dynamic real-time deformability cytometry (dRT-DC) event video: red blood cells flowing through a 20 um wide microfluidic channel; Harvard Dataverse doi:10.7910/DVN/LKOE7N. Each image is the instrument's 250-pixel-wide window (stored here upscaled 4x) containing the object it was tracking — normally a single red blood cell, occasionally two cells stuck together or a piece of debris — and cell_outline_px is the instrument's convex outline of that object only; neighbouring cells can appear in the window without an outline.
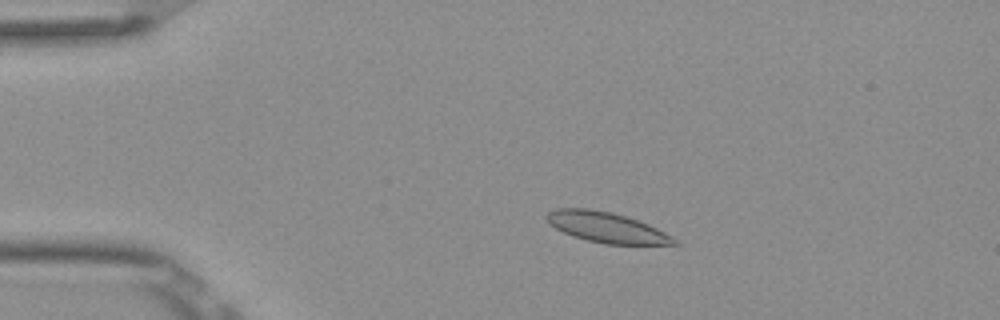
{"species": "Egyptian fruit bat (a non-hibernating species)", "species_latin": "Rousettus aegyptiacus", "temperature_condition": "room temperature", "stored_images_in_passage": 6, "camera_frame_rate_fps": 3000, "um_per_image_px": 0.085, "frame": {"image": 1, "passage_image": 3, "time_ms": 0.667, "image_size_px": [1000, 320], "cell_outline_px": [[680, 244], [604, 244], [572, 236], [548, 224], [544, 216], [548, 212], [556, 208], [588, 208], [612, 212], [648, 224], [680, 240]], "centroid_in_image_um": [51.53, 19.32], "position_along_channel_um": 33.5, "area_um2": 22.54}}
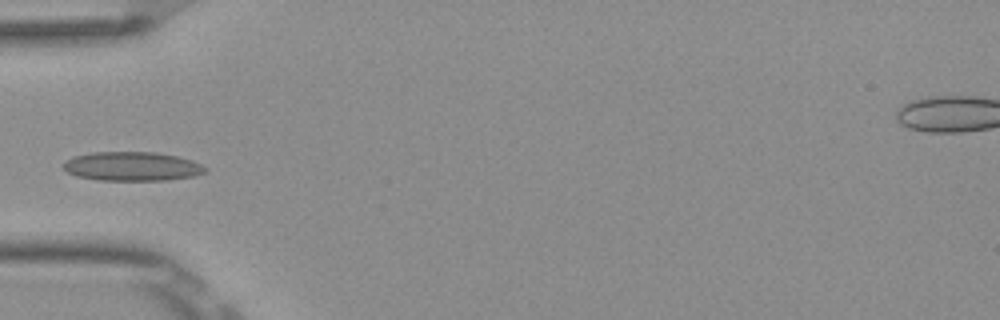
{"frame": {"image": 2, "passage_image": 5, "time_ms": 1.333, "image_size_px": [1000, 320], "cell_outline_px": [[208, 172], [196, 176], [168, 180], [100, 180], [76, 176], [68, 172], [64, 168], [64, 164], [72, 156], [92, 152], [156, 152], [176, 156], [192, 160], [208, 168]], "centroid_in_image_um": [11.28, 14.14], "position_along_channel_um": 73.7, "area_um2": 24.1}}
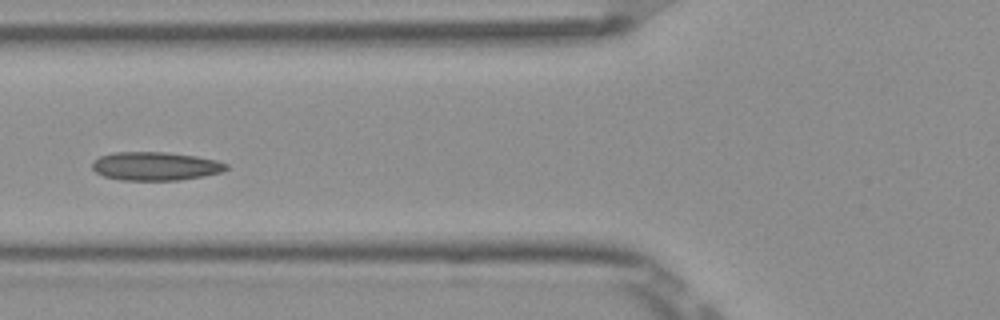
{"frame": {"image": 3, "passage_image": 6, "time_ms": 1.667, "image_size_px": [1000, 320], "cell_outline_px": [[228, 168], [224, 172], [204, 176], [180, 180], [120, 180], [104, 176], [96, 172], [92, 168], [92, 160], [100, 156], [112, 152], [168, 152], [196, 156], [216, 160], [228, 164]], "centroid_in_image_um": [13.22, 14.12], "position_along_channel_um": 112.6, "area_um2": 22.48}}